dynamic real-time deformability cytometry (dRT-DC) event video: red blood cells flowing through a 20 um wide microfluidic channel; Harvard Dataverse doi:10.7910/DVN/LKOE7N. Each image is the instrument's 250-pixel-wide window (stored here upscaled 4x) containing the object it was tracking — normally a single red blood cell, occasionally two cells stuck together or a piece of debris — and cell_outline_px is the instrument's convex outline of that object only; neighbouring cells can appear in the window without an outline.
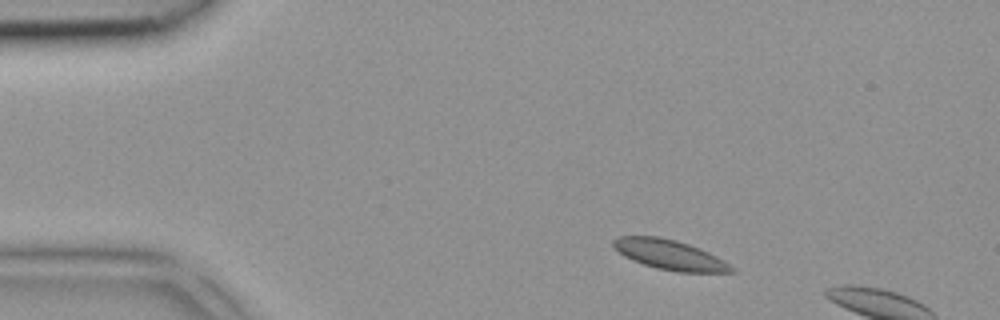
{"species": "common noctule bat (a hibernating species)", "species_latin": "Nyctalus noctula", "temperature_condition": "room temperature", "stored_images_in_passage": 2, "camera_frame_rate_fps": 3000, "um_per_image_px": 0.085, "animal": {"sex": "female", "body_mass_g": 18.4}, "frame": {"image": 1, "passage_image": 1, "time_ms": 0.0, "image_size_px": [1000, 320], "cell_outline_px": [[736, 272], [676, 272], [656, 268], [632, 260], [624, 256], [612, 248], [612, 240], [620, 236], [660, 236], [676, 240], [700, 248], [724, 260], [736, 268]], "centroid_in_image_um": [56.92, 21.65], "position_along_channel_um": 28.1, "area_um2": 20.75}}